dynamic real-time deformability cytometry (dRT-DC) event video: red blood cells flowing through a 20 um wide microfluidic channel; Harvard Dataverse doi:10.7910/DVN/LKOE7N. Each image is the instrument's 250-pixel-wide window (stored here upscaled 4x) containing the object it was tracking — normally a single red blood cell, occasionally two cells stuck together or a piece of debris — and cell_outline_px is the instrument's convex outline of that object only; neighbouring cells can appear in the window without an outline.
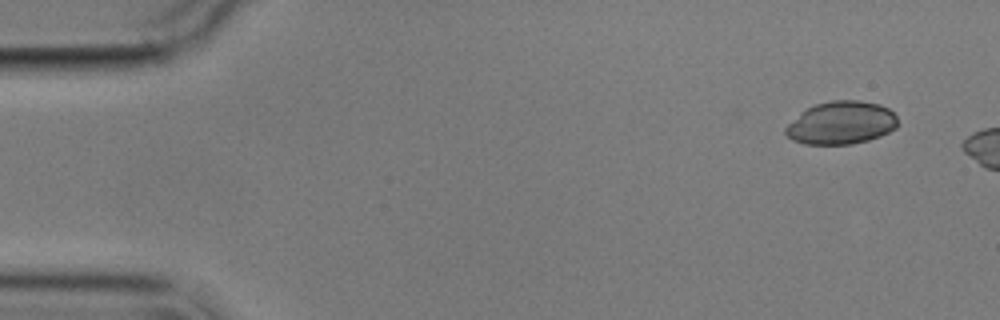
{"species": "common noctule bat (a hibernating species)", "species_latin": "Nyctalus noctula", "temperature_condition": "cold", "stored_images_in_passage": 3, "camera_frame_rate_fps": 3000, "um_per_image_px": 0.085, "animal": {"sex": "male", "body_mass_g": 17.9}, "frame": {"image": 1, "passage_image": 1, "time_ms": 0.0, "image_size_px": [1000, 320], "cell_outline_px": [[896, 128], [880, 136], [868, 140], [852, 144], [804, 144], [792, 140], [784, 132], [784, 128], [788, 124], [808, 108], [816, 104], [832, 100], [860, 100], [880, 104], [888, 108], [896, 116]], "centroid_in_image_um": [71.51, 10.44], "position_along_channel_um": 13.5, "area_um2": 27.86}}